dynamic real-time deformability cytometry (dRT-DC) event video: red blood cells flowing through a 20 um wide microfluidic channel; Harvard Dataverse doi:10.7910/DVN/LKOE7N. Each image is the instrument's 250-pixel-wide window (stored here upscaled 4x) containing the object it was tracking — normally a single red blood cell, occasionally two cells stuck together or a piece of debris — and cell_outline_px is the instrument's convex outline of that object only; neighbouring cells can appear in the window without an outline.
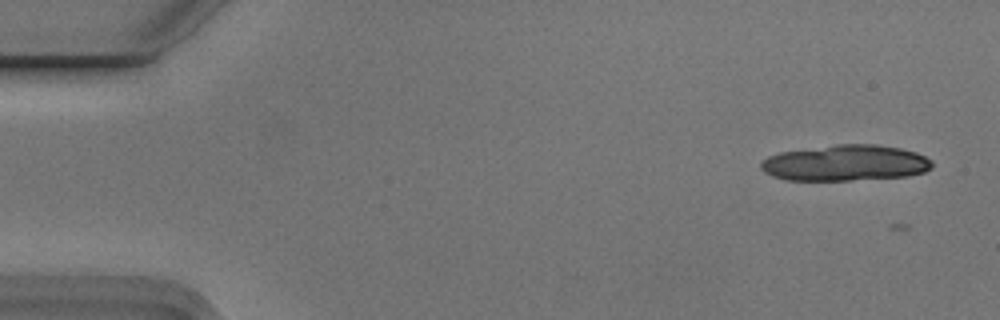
{"species": "Egyptian fruit bat (a non-hibernating species)", "species_latin": "Rousettus aegyptiacus", "temperature_condition": "cold", "stored_images_in_passage": 5, "camera_frame_rate_fps": 3000, "um_per_image_px": 0.085, "animal": {"sex": "male"}, "frame": {"image": 1, "passage_image": 1, "time_ms": 0.0, "image_size_px": [1000, 320], "cell_outline_px": [[932, 168], [924, 172], [908, 176], [852, 180], [788, 180], [772, 176], [764, 172], [760, 168], [760, 164], [768, 156], [780, 152], [836, 144], [876, 144], [900, 148], [916, 152], [932, 160]], "centroid_in_image_um": [71.87, 13.85], "position_along_channel_um": 13.1, "area_um2": 35.95}}